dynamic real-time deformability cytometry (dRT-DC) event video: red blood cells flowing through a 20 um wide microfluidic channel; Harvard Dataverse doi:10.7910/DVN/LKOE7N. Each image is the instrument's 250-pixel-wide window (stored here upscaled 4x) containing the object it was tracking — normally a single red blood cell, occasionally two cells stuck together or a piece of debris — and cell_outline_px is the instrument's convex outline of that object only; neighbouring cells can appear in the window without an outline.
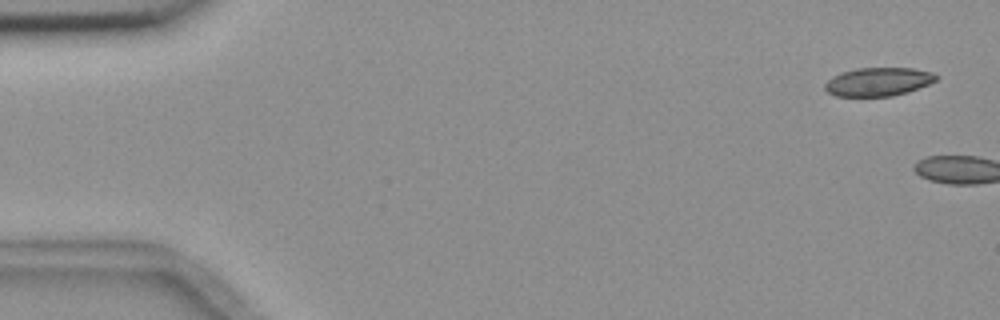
{"species": "common noctule bat (a hibernating species)", "species_latin": "Nyctalus noctula", "temperature_condition": "room temperature", "stored_images_in_passage": 7, "camera_frame_rate_fps": 3000, "um_per_image_px": 0.085, "animal": {"sex": "female", "body_mass_g": 18.4}, "frame": {"image": 1, "passage_image": 1, "time_ms": 0.0, "image_size_px": [1000, 320], "cell_outline_px": [[940, 76], [936, 80], [928, 84], [908, 92], [892, 96], [836, 96], [828, 92], [824, 88], [824, 84], [832, 76], [844, 72], [860, 68], [912, 68], [932, 72]], "centroid_in_image_um": [74.67, 6.95], "position_along_channel_um": 10.3, "area_um2": 18.38}}
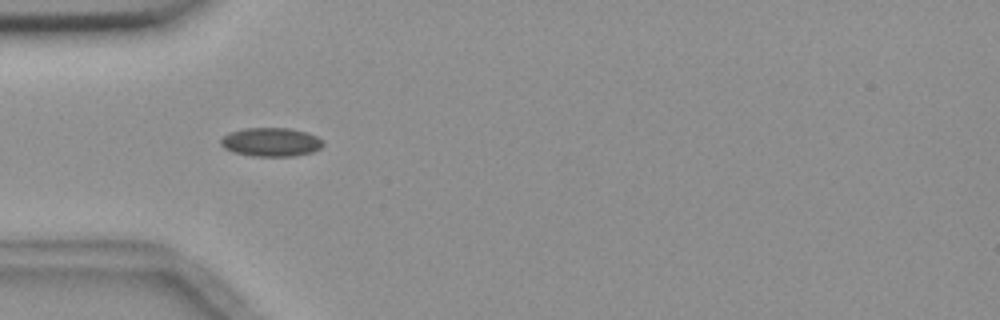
{"frame": {"image": 2, "passage_image": 6, "time_ms": 6.0, "image_size_px": [1000, 320], "cell_outline_px": [[324, 144], [320, 148], [312, 152], [292, 156], [252, 156], [236, 152], [224, 148], [220, 144], [220, 140], [228, 132], [244, 128], [288, 128], [308, 132], [324, 140]], "centroid_in_image_um": [23.05, 12.06], "position_along_channel_um": 62.0, "area_um2": 17.17}}